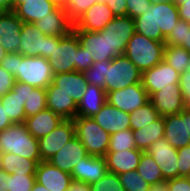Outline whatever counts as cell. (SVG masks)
Here are the masks:
<instances>
[{
	"label": "cell",
	"mask_w": 190,
	"mask_h": 191,
	"mask_svg": "<svg viewBox=\"0 0 190 191\" xmlns=\"http://www.w3.org/2000/svg\"><path fill=\"white\" fill-rule=\"evenodd\" d=\"M146 152L159 165L164 180L178 177V157L175 149L165 138L153 142Z\"/></svg>",
	"instance_id": "cell-13"
},
{
	"label": "cell",
	"mask_w": 190,
	"mask_h": 191,
	"mask_svg": "<svg viewBox=\"0 0 190 191\" xmlns=\"http://www.w3.org/2000/svg\"><path fill=\"white\" fill-rule=\"evenodd\" d=\"M186 72L188 73V75H190V65H189L188 70Z\"/></svg>",
	"instance_id": "cell-66"
},
{
	"label": "cell",
	"mask_w": 190,
	"mask_h": 191,
	"mask_svg": "<svg viewBox=\"0 0 190 191\" xmlns=\"http://www.w3.org/2000/svg\"><path fill=\"white\" fill-rule=\"evenodd\" d=\"M28 97V84L15 81L12 90L0 97L2 106L9 118L14 123H24L26 113L24 109L25 100Z\"/></svg>",
	"instance_id": "cell-19"
},
{
	"label": "cell",
	"mask_w": 190,
	"mask_h": 191,
	"mask_svg": "<svg viewBox=\"0 0 190 191\" xmlns=\"http://www.w3.org/2000/svg\"><path fill=\"white\" fill-rule=\"evenodd\" d=\"M143 151L137 148L121 151H108L105 155L107 170L122 174L137 169Z\"/></svg>",
	"instance_id": "cell-26"
},
{
	"label": "cell",
	"mask_w": 190,
	"mask_h": 191,
	"mask_svg": "<svg viewBox=\"0 0 190 191\" xmlns=\"http://www.w3.org/2000/svg\"><path fill=\"white\" fill-rule=\"evenodd\" d=\"M127 1V16L135 19L136 17L146 13L150 8L149 0H126Z\"/></svg>",
	"instance_id": "cell-45"
},
{
	"label": "cell",
	"mask_w": 190,
	"mask_h": 191,
	"mask_svg": "<svg viewBox=\"0 0 190 191\" xmlns=\"http://www.w3.org/2000/svg\"><path fill=\"white\" fill-rule=\"evenodd\" d=\"M58 5L64 6L68 0H54Z\"/></svg>",
	"instance_id": "cell-62"
},
{
	"label": "cell",
	"mask_w": 190,
	"mask_h": 191,
	"mask_svg": "<svg viewBox=\"0 0 190 191\" xmlns=\"http://www.w3.org/2000/svg\"><path fill=\"white\" fill-rule=\"evenodd\" d=\"M58 4L54 0H26L13 12L25 23H35L48 16Z\"/></svg>",
	"instance_id": "cell-28"
},
{
	"label": "cell",
	"mask_w": 190,
	"mask_h": 191,
	"mask_svg": "<svg viewBox=\"0 0 190 191\" xmlns=\"http://www.w3.org/2000/svg\"><path fill=\"white\" fill-rule=\"evenodd\" d=\"M14 83V76L0 66V97L12 90Z\"/></svg>",
	"instance_id": "cell-48"
},
{
	"label": "cell",
	"mask_w": 190,
	"mask_h": 191,
	"mask_svg": "<svg viewBox=\"0 0 190 191\" xmlns=\"http://www.w3.org/2000/svg\"><path fill=\"white\" fill-rule=\"evenodd\" d=\"M74 136L75 126L73 119L63 120L48 135L38 139L41 161H48L52 158Z\"/></svg>",
	"instance_id": "cell-11"
},
{
	"label": "cell",
	"mask_w": 190,
	"mask_h": 191,
	"mask_svg": "<svg viewBox=\"0 0 190 191\" xmlns=\"http://www.w3.org/2000/svg\"><path fill=\"white\" fill-rule=\"evenodd\" d=\"M3 153H13L30 160H41L38 139L28 132L25 123H13L0 132Z\"/></svg>",
	"instance_id": "cell-3"
},
{
	"label": "cell",
	"mask_w": 190,
	"mask_h": 191,
	"mask_svg": "<svg viewBox=\"0 0 190 191\" xmlns=\"http://www.w3.org/2000/svg\"><path fill=\"white\" fill-rule=\"evenodd\" d=\"M73 32L77 35L80 45L91 55L93 62L111 61L114 58L110 54V43L106 35L87 30Z\"/></svg>",
	"instance_id": "cell-18"
},
{
	"label": "cell",
	"mask_w": 190,
	"mask_h": 191,
	"mask_svg": "<svg viewBox=\"0 0 190 191\" xmlns=\"http://www.w3.org/2000/svg\"><path fill=\"white\" fill-rule=\"evenodd\" d=\"M52 84L55 86V92L65 93L74 99L77 105L88 85L84 73L78 71L55 74Z\"/></svg>",
	"instance_id": "cell-25"
},
{
	"label": "cell",
	"mask_w": 190,
	"mask_h": 191,
	"mask_svg": "<svg viewBox=\"0 0 190 191\" xmlns=\"http://www.w3.org/2000/svg\"><path fill=\"white\" fill-rule=\"evenodd\" d=\"M36 182L49 191H67L73 182L72 175L60 170L48 161H41L36 169Z\"/></svg>",
	"instance_id": "cell-16"
},
{
	"label": "cell",
	"mask_w": 190,
	"mask_h": 191,
	"mask_svg": "<svg viewBox=\"0 0 190 191\" xmlns=\"http://www.w3.org/2000/svg\"><path fill=\"white\" fill-rule=\"evenodd\" d=\"M165 42L134 33L128 41L124 55L142 72L164 60Z\"/></svg>",
	"instance_id": "cell-2"
},
{
	"label": "cell",
	"mask_w": 190,
	"mask_h": 191,
	"mask_svg": "<svg viewBox=\"0 0 190 191\" xmlns=\"http://www.w3.org/2000/svg\"><path fill=\"white\" fill-rule=\"evenodd\" d=\"M136 148L132 129L118 131L110 135L108 151H121Z\"/></svg>",
	"instance_id": "cell-38"
},
{
	"label": "cell",
	"mask_w": 190,
	"mask_h": 191,
	"mask_svg": "<svg viewBox=\"0 0 190 191\" xmlns=\"http://www.w3.org/2000/svg\"><path fill=\"white\" fill-rule=\"evenodd\" d=\"M164 116H160L156 121L133 130L136 148L146 152L149 146L158 139L164 138Z\"/></svg>",
	"instance_id": "cell-31"
},
{
	"label": "cell",
	"mask_w": 190,
	"mask_h": 191,
	"mask_svg": "<svg viewBox=\"0 0 190 191\" xmlns=\"http://www.w3.org/2000/svg\"><path fill=\"white\" fill-rule=\"evenodd\" d=\"M8 175L9 173L0 167V191H8Z\"/></svg>",
	"instance_id": "cell-55"
},
{
	"label": "cell",
	"mask_w": 190,
	"mask_h": 191,
	"mask_svg": "<svg viewBox=\"0 0 190 191\" xmlns=\"http://www.w3.org/2000/svg\"><path fill=\"white\" fill-rule=\"evenodd\" d=\"M54 77L48 59L35 56H23L18 53L17 79L37 88H47Z\"/></svg>",
	"instance_id": "cell-5"
},
{
	"label": "cell",
	"mask_w": 190,
	"mask_h": 191,
	"mask_svg": "<svg viewBox=\"0 0 190 191\" xmlns=\"http://www.w3.org/2000/svg\"><path fill=\"white\" fill-rule=\"evenodd\" d=\"M26 2V0H13V10L20 4Z\"/></svg>",
	"instance_id": "cell-61"
},
{
	"label": "cell",
	"mask_w": 190,
	"mask_h": 191,
	"mask_svg": "<svg viewBox=\"0 0 190 191\" xmlns=\"http://www.w3.org/2000/svg\"><path fill=\"white\" fill-rule=\"evenodd\" d=\"M47 109L52 110L63 120H71L76 117L77 103L65 93L55 92V86L51 83L46 88Z\"/></svg>",
	"instance_id": "cell-27"
},
{
	"label": "cell",
	"mask_w": 190,
	"mask_h": 191,
	"mask_svg": "<svg viewBox=\"0 0 190 191\" xmlns=\"http://www.w3.org/2000/svg\"><path fill=\"white\" fill-rule=\"evenodd\" d=\"M98 32L106 35L113 57L124 55L128 41L135 33L134 19L129 16L114 17L103 30Z\"/></svg>",
	"instance_id": "cell-8"
},
{
	"label": "cell",
	"mask_w": 190,
	"mask_h": 191,
	"mask_svg": "<svg viewBox=\"0 0 190 191\" xmlns=\"http://www.w3.org/2000/svg\"><path fill=\"white\" fill-rule=\"evenodd\" d=\"M149 95L142 83L133 84L106 94V101L117 109L131 113L133 110L145 105Z\"/></svg>",
	"instance_id": "cell-10"
},
{
	"label": "cell",
	"mask_w": 190,
	"mask_h": 191,
	"mask_svg": "<svg viewBox=\"0 0 190 191\" xmlns=\"http://www.w3.org/2000/svg\"><path fill=\"white\" fill-rule=\"evenodd\" d=\"M14 122L7 115L5 108L2 106L0 101V132L10 127Z\"/></svg>",
	"instance_id": "cell-53"
},
{
	"label": "cell",
	"mask_w": 190,
	"mask_h": 191,
	"mask_svg": "<svg viewBox=\"0 0 190 191\" xmlns=\"http://www.w3.org/2000/svg\"><path fill=\"white\" fill-rule=\"evenodd\" d=\"M179 84L181 87L185 106L187 109H190V75H188L187 72H184L180 75Z\"/></svg>",
	"instance_id": "cell-51"
},
{
	"label": "cell",
	"mask_w": 190,
	"mask_h": 191,
	"mask_svg": "<svg viewBox=\"0 0 190 191\" xmlns=\"http://www.w3.org/2000/svg\"><path fill=\"white\" fill-rule=\"evenodd\" d=\"M75 135L91 156L105 157L108 152L110 133L101 128L92 117L73 119Z\"/></svg>",
	"instance_id": "cell-4"
},
{
	"label": "cell",
	"mask_w": 190,
	"mask_h": 191,
	"mask_svg": "<svg viewBox=\"0 0 190 191\" xmlns=\"http://www.w3.org/2000/svg\"><path fill=\"white\" fill-rule=\"evenodd\" d=\"M5 11L0 7V14L4 13Z\"/></svg>",
	"instance_id": "cell-67"
},
{
	"label": "cell",
	"mask_w": 190,
	"mask_h": 191,
	"mask_svg": "<svg viewBox=\"0 0 190 191\" xmlns=\"http://www.w3.org/2000/svg\"><path fill=\"white\" fill-rule=\"evenodd\" d=\"M94 4H96V0H68L63 7L70 20L74 23Z\"/></svg>",
	"instance_id": "cell-43"
},
{
	"label": "cell",
	"mask_w": 190,
	"mask_h": 191,
	"mask_svg": "<svg viewBox=\"0 0 190 191\" xmlns=\"http://www.w3.org/2000/svg\"><path fill=\"white\" fill-rule=\"evenodd\" d=\"M164 61L181 75L188 70L190 53L181 46H165Z\"/></svg>",
	"instance_id": "cell-33"
},
{
	"label": "cell",
	"mask_w": 190,
	"mask_h": 191,
	"mask_svg": "<svg viewBox=\"0 0 190 191\" xmlns=\"http://www.w3.org/2000/svg\"><path fill=\"white\" fill-rule=\"evenodd\" d=\"M160 117L154 105L148 101L145 105L133 110L130 113V126L132 130L140 129Z\"/></svg>",
	"instance_id": "cell-35"
},
{
	"label": "cell",
	"mask_w": 190,
	"mask_h": 191,
	"mask_svg": "<svg viewBox=\"0 0 190 191\" xmlns=\"http://www.w3.org/2000/svg\"><path fill=\"white\" fill-rule=\"evenodd\" d=\"M78 47L79 40L73 31L66 37H58V46L48 59L54 75L77 71Z\"/></svg>",
	"instance_id": "cell-9"
},
{
	"label": "cell",
	"mask_w": 190,
	"mask_h": 191,
	"mask_svg": "<svg viewBox=\"0 0 190 191\" xmlns=\"http://www.w3.org/2000/svg\"><path fill=\"white\" fill-rule=\"evenodd\" d=\"M106 66H110V61L93 62L91 67L83 72L87 83L105 90Z\"/></svg>",
	"instance_id": "cell-40"
},
{
	"label": "cell",
	"mask_w": 190,
	"mask_h": 191,
	"mask_svg": "<svg viewBox=\"0 0 190 191\" xmlns=\"http://www.w3.org/2000/svg\"><path fill=\"white\" fill-rule=\"evenodd\" d=\"M46 108V88H37L28 84V97L24 104L26 118Z\"/></svg>",
	"instance_id": "cell-36"
},
{
	"label": "cell",
	"mask_w": 190,
	"mask_h": 191,
	"mask_svg": "<svg viewBox=\"0 0 190 191\" xmlns=\"http://www.w3.org/2000/svg\"><path fill=\"white\" fill-rule=\"evenodd\" d=\"M77 71L84 72L85 70L89 69L93 64V58L91 55L88 54L86 49H84L80 43L79 47L77 48Z\"/></svg>",
	"instance_id": "cell-46"
},
{
	"label": "cell",
	"mask_w": 190,
	"mask_h": 191,
	"mask_svg": "<svg viewBox=\"0 0 190 191\" xmlns=\"http://www.w3.org/2000/svg\"><path fill=\"white\" fill-rule=\"evenodd\" d=\"M186 0H174V3H185Z\"/></svg>",
	"instance_id": "cell-64"
},
{
	"label": "cell",
	"mask_w": 190,
	"mask_h": 191,
	"mask_svg": "<svg viewBox=\"0 0 190 191\" xmlns=\"http://www.w3.org/2000/svg\"><path fill=\"white\" fill-rule=\"evenodd\" d=\"M107 164L105 157H97L87 155L80 159V163L76 164L72 169V179L79 182L92 184L101 179L106 173Z\"/></svg>",
	"instance_id": "cell-23"
},
{
	"label": "cell",
	"mask_w": 190,
	"mask_h": 191,
	"mask_svg": "<svg viewBox=\"0 0 190 191\" xmlns=\"http://www.w3.org/2000/svg\"><path fill=\"white\" fill-rule=\"evenodd\" d=\"M96 3H104V4H106V0H96Z\"/></svg>",
	"instance_id": "cell-65"
},
{
	"label": "cell",
	"mask_w": 190,
	"mask_h": 191,
	"mask_svg": "<svg viewBox=\"0 0 190 191\" xmlns=\"http://www.w3.org/2000/svg\"><path fill=\"white\" fill-rule=\"evenodd\" d=\"M115 17L111 9L104 3H96L74 22L73 30L98 32Z\"/></svg>",
	"instance_id": "cell-22"
},
{
	"label": "cell",
	"mask_w": 190,
	"mask_h": 191,
	"mask_svg": "<svg viewBox=\"0 0 190 191\" xmlns=\"http://www.w3.org/2000/svg\"><path fill=\"white\" fill-rule=\"evenodd\" d=\"M180 74L164 60L151 69L142 72L141 83L149 97L161 88L179 84Z\"/></svg>",
	"instance_id": "cell-12"
},
{
	"label": "cell",
	"mask_w": 190,
	"mask_h": 191,
	"mask_svg": "<svg viewBox=\"0 0 190 191\" xmlns=\"http://www.w3.org/2000/svg\"><path fill=\"white\" fill-rule=\"evenodd\" d=\"M165 45L181 46L190 53V23L180 19L165 39Z\"/></svg>",
	"instance_id": "cell-37"
},
{
	"label": "cell",
	"mask_w": 190,
	"mask_h": 191,
	"mask_svg": "<svg viewBox=\"0 0 190 191\" xmlns=\"http://www.w3.org/2000/svg\"><path fill=\"white\" fill-rule=\"evenodd\" d=\"M178 177L190 176V144L177 149Z\"/></svg>",
	"instance_id": "cell-44"
},
{
	"label": "cell",
	"mask_w": 190,
	"mask_h": 191,
	"mask_svg": "<svg viewBox=\"0 0 190 191\" xmlns=\"http://www.w3.org/2000/svg\"><path fill=\"white\" fill-rule=\"evenodd\" d=\"M0 7L4 11H13V0H0Z\"/></svg>",
	"instance_id": "cell-57"
},
{
	"label": "cell",
	"mask_w": 190,
	"mask_h": 191,
	"mask_svg": "<svg viewBox=\"0 0 190 191\" xmlns=\"http://www.w3.org/2000/svg\"><path fill=\"white\" fill-rule=\"evenodd\" d=\"M35 182V174H9L8 191H31Z\"/></svg>",
	"instance_id": "cell-41"
},
{
	"label": "cell",
	"mask_w": 190,
	"mask_h": 191,
	"mask_svg": "<svg viewBox=\"0 0 190 191\" xmlns=\"http://www.w3.org/2000/svg\"><path fill=\"white\" fill-rule=\"evenodd\" d=\"M148 191H168L167 180L150 185Z\"/></svg>",
	"instance_id": "cell-56"
},
{
	"label": "cell",
	"mask_w": 190,
	"mask_h": 191,
	"mask_svg": "<svg viewBox=\"0 0 190 191\" xmlns=\"http://www.w3.org/2000/svg\"><path fill=\"white\" fill-rule=\"evenodd\" d=\"M106 103V91L93 84H88L81 101L77 105L76 117H92Z\"/></svg>",
	"instance_id": "cell-30"
},
{
	"label": "cell",
	"mask_w": 190,
	"mask_h": 191,
	"mask_svg": "<svg viewBox=\"0 0 190 191\" xmlns=\"http://www.w3.org/2000/svg\"><path fill=\"white\" fill-rule=\"evenodd\" d=\"M179 20L178 6L174 2L151 4L146 13L134 19L135 32L165 42Z\"/></svg>",
	"instance_id": "cell-1"
},
{
	"label": "cell",
	"mask_w": 190,
	"mask_h": 191,
	"mask_svg": "<svg viewBox=\"0 0 190 191\" xmlns=\"http://www.w3.org/2000/svg\"><path fill=\"white\" fill-rule=\"evenodd\" d=\"M7 52L5 51V49L1 46L0 44V63L1 61L4 59V57L6 56Z\"/></svg>",
	"instance_id": "cell-59"
},
{
	"label": "cell",
	"mask_w": 190,
	"mask_h": 191,
	"mask_svg": "<svg viewBox=\"0 0 190 191\" xmlns=\"http://www.w3.org/2000/svg\"><path fill=\"white\" fill-rule=\"evenodd\" d=\"M35 26L46 36L66 37L72 31L74 23L70 20L65 8L58 5L48 16L39 19Z\"/></svg>",
	"instance_id": "cell-17"
},
{
	"label": "cell",
	"mask_w": 190,
	"mask_h": 191,
	"mask_svg": "<svg viewBox=\"0 0 190 191\" xmlns=\"http://www.w3.org/2000/svg\"><path fill=\"white\" fill-rule=\"evenodd\" d=\"M18 53L23 56H39L45 59L54 54L55 46H58L57 36L44 35L34 23L23 22Z\"/></svg>",
	"instance_id": "cell-6"
},
{
	"label": "cell",
	"mask_w": 190,
	"mask_h": 191,
	"mask_svg": "<svg viewBox=\"0 0 190 191\" xmlns=\"http://www.w3.org/2000/svg\"><path fill=\"white\" fill-rule=\"evenodd\" d=\"M88 155L84 145L75 135L58 152L48 160L60 170L72 173L73 167L80 163V159Z\"/></svg>",
	"instance_id": "cell-21"
},
{
	"label": "cell",
	"mask_w": 190,
	"mask_h": 191,
	"mask_svg": "<svg viewBox=\"0 0 190 191\" xmlns=\"http://www.w3.org/2000/svg\"><path fill=\"white\" fill-rule=\"evenodd\" d=\"M188 128H189V135H190V109H188Z\"/></svg>",
	"instance_id": "cell-63"
},
{
	"label": "cell",
	"mask_w": 190,
	"mask_h": 191,
	"mask_svg": "<svg viewBox=\"0 0 190 191\" xmlns=\"http://www.w3.org/2000/svg\"><path fill=\"white\" fill-rule=\"evenodd\" d=\"M164 122V138L175 149H179L190 144L187 108L178 114L164 116Z\"/></svg>",
	"instance_id": "cell-15"
},
{
	"label": "cell",
	"mask_w": 190,
	"mask_h": 191,
	"mask_svg": "<svg viewBox=\"0 0 190 191\" xmlns=\"http://www.w3.org/2000/svg\"><path fill=\"white\" fill-rule=\"evenodd\" d=\"M67 191H91L90 184L73 180Z\"/></svg>",
	"instance_id": "cell-54"
},
{
	"label": "cell",
	"mask_w": 190,
	"mask_h": 191,
	"mask_svg": "<svg viewBox=\"0 0 190 191\" xmlns=\"http://www.w3.org/2000/svg\"><path fill=\"white\" fill-rule=\"evenodd\" d=\"M0 66L11 73L17 79L18 52L7 53Z\"/></svg>",
	"instance_id": "cell-47"
},
{
	"label": "cell",
	"mask_w": 190,
	"mask_h": 191,
	"mask_svg": "<svg viewBox=\"0 0 190 191\" xmlns=\"http://www.w3.org/2000/svg\"><path fill=\"white\" fill-rule=\"evenodd\" d=\"M120 183L125 191H148L150 184L137 172V169L119 174Z\"/></svg>",
	"instance_id": "cell-39"
},
{
	"label": "cell",
	"mask_w": 190,
	"mask_h": 191,
	"mask_svg": "<svg viewBox=\"0 0 190 191\" xmlns=\"http://www.w3.org/2000/svg\"><path fill=\"white\" fill-rule=\"evenodd\" d=\"M31 191H49V190L44 186H42L41 184H39L38 182H35Z\"/></svg>",
	"instance_id": "cell-58"
},
{
	"label": "cell",
	"mask_w": 190,
	"mask_h": 191,
	"mask_svg": "<svg viewBox=\"0 0 190 191\" xmlns=\"http://www.w3.org/2000/svg\"><path fill=\"white\" fill-rule=\"evenodd\" d=\"M22 25L13 11L0 14V44L7 53L18 52Z\"/></svg>",
	"instance_id": "cell-20"
},
{
	"label": "cell",
	"mask_w": 190,
	"mask_h": 191,
	"mask_svg": "<svg viewBox=\"0 0 190 191\" xmlns=\"http://www.w3.org/2000/svg\"><path fill=\"white\" fill-rule=\"evenodd\" d=\"M149 98L162 117L178 114L186 108L180 84L161 88L160 91L153 93Z\"/></svg>",
	"instance_id": "cell-14"
},
{
	"label": "cell",
	"mask_w": 190,
	"mask_h": 191,
	"mask_svg": "<svg viewBox=\"0 0 190 191\" xmlns=\"http://www.w3.org/2000/svg\"><path fill=\"white\" fill-rule=\"evenodd\" d=\"M91 191H125L118 174L107 172L101 179L90 184Z\"/></svg>",
	"instance_id": "cell-42"
},
{
	"label": "cell",
	"mask_w": 190,
	"mask_h": 191,
	"mask_svg": "<svg viewBox=\"0 0 190 191\" xmlns=\"http://www.w3.org/2000/svg\"><path fill=\"white\" fill-rule=\"evenodd\" d=\"M92 118L110 135L118 131L131 129L129 122L130 113L117 109L107 101Z\"/></svg>",
	"instance_id": "cell-24"
},
{
	"label": "cell",
	"mask_w": 190,
	"mask_h": 191,
	"mask_svg": "<svg viewBox=\"0 0 190 191\" xmlns=\"http://www.w3.org/2000/svg\"><path fill=\"white\" fill-rule=\"evenodd\" d=\"M106 4L111 9L115 17L127 16L126 0H106Z\"/></svg>",
	"instance_id": "cell-50"
},
{
	"label": "cell",
	"mask_w": 190,
	"mask_h": 191,
	"mask_svg": "<svg viewBox=\"0 0 190 191\" xmlns=\"http://www.w3.org/2000/svg\"><path fill=\"white\" fill-rule=\"evenodd\" d=\"M151 4L174 2V0H149Z\"/></svg>",
	"instance_id": "cell-60"
},
{
	"label": "cell",
	"mask_w": 190,
	"mask_h": 191,
	"mask_svg": "<svg viewBox=\"0 0 190 191\" xmlns=\"http://www.w3.org/2000/svg\"><path fill=\"white\" fill-rule=\"evenodd\" d=\"M41 160H30L13 153H0V167L9 174H36Z\"/></svg>",
	"instance_id": "cell-32"
},
{
	"label": "cell",
	"mask_w": 190,
	"mask_h": 191,
	"mask_svg": "<svg viewBox=\"0 0 190 191\" xmlns=\"http://www.w3.org/2000/svg\"><path fill=\"white\" fill-rule=\"evenodd\" d=\"M141 77V71L125 55L114 57L110 61V66H106V94L141 83Z\"/></svg>",
	"instance_id": "cell-7"
},
{
	"label": "cell",
	"mask_w": 190,
	"mask_h": 191,
	"mask_svg": "<svg viewBox=\"0 0 190 191\" xmlns=\"http://www.w3.org/2000/svg\"><path fill=\"white\" fill-rule=\"evenodd\" d=\"M62 121L61 117L46 108L33 116L27 117L24 123L28 132L36 139H40L53 131Z\"/></svg>",
	"instance_id": "cell-29"
},
{
	"label": "cell",
	"mask_w": 190,
	"mask_h": 191,
	"mask_svg": "<svg viewBox=\"0 0 190 191\" xmlns=\"http://www.w3.org/2000/svg\"><path fill=\"white\" fill-rule=\"evenodd\" d=\"M168 191H190V177L179 176L167 180Z\"/></svg>",
	"instance_id": "cell-49"
},
{
	"label": "cell",
	"mask_w": 190,
	"mask_h": 191,
	"mask_svg": "<svg viewBox=\"0 0 190 191\" xmlns=\"http://www.w3.org/2000/svg\"><path fill=\"white\" fill-rule=\"evenodd\" d=\"M178 6L179 18L190 23V0L185 3H175Z\"/></svg>",
	"instance_id": "cell-52"
},
{
	"label": "cell",
	"mask_w": 190,
	"mask_h": 191,
	"mask_svg": "<svg viewBox=\"0 0 190 191\" xmlns=\"http://www.w3.org/2000/svg\"><path fill=\"white\" fill-rule=\"evenodd\" d=\"M137 172L150 185L164 181L159 165L147 152L142 153Z\"/></svg>",
	"instance_id": "cell-34"
}]
</instances>
